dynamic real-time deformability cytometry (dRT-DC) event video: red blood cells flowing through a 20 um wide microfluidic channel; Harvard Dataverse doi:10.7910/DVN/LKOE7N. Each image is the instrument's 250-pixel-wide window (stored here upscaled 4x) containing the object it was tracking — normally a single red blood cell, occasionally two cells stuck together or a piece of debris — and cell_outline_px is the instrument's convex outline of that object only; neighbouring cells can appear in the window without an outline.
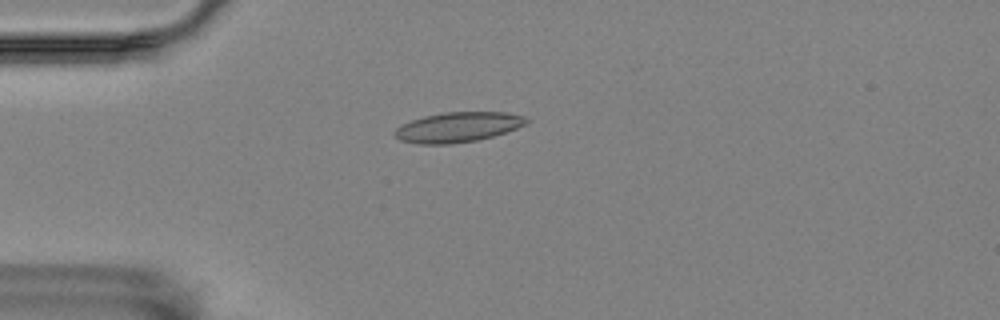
{"species": "Egyptian fruit bat (a non-hibernating species)", "species_latin": "Rousettus aegyptiacus", "temperature_condition": "room temperature", "stored_images_in_passage": 38, "camera_frame_rate_fps": 3000, "um_per_image_px": 0.085, "animal": {"sex": "female"}, "frame": {"image": 1, "passage_image": 15, "time_ms": 4.667, "image_size_px": [1000, 320], "cell_outline_px": [[528, 124], [492, 136], [476, 140], [448, 144], [420, 144], [400, 140], [392, 132], [400, 124], [424, 116], [444, 112], [508, 112], [524, 116], [528, 120]], "centroid_in_image_um": [38.9, 10.8], "position_along_channel_um": 46.1, "area_um2": 22.95}}
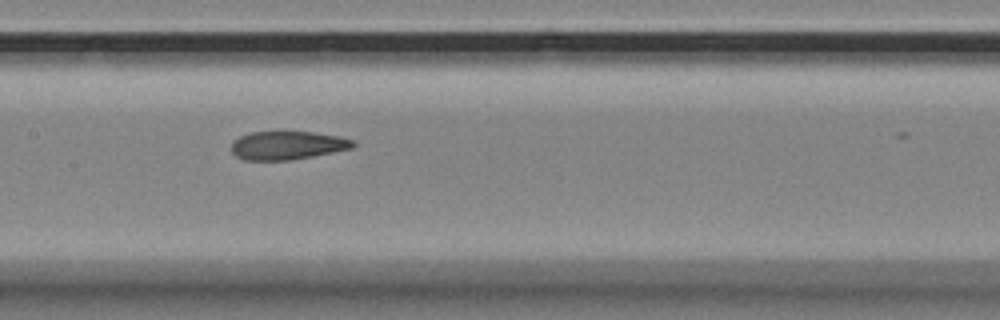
{"frame": {"image": 2, "passage_image": 28, "time_ms": 9.0, "image_size_px": [1000, 320], "cell_outline_px": [[356, 144], [352, 148], [312, 156], [288, 160], [244, 160], [236, 156], [232, 152], [232, 140], [240, 136], [252, 132], [312, 132], [340, 136], [352, 140]], "centroid_in_image_um": [24.41, 12.35], "position_along_channel_um": 183.0, "area_um2": 20.0}}
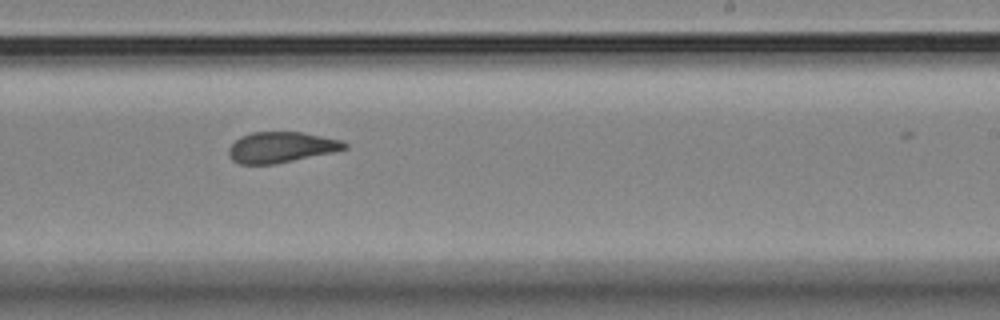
{"frame": {"image": 3, "passage_image": 35, "time_ms": 11.333, "image_size_px": [1000, 320], "cell_outline_px": [[348, 148], [332, 152], [272, 164], [240, 164], [232, 160], [228, 152], [228, 148], [240, 136], [252, 132], [300, 132], [340, 140], [348, 144]], "centroid_in_image_um": [23.86, 12.51], "position_along_channel_um": 265.1, "area_um2": 20.4}}